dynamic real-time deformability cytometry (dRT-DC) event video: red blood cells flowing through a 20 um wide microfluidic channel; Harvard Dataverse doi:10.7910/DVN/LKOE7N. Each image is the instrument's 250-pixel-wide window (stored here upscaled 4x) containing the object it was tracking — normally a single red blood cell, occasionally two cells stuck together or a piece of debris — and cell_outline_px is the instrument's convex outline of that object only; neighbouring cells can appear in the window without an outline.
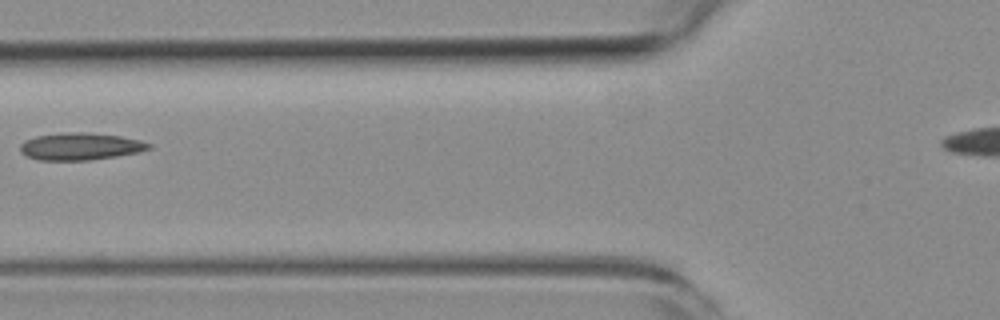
{"species": "common noctule bat (a hibernating species)", "species_latin": "Nyctalus noctula", "temperature_condition": "room temperature", "stored_images_in_passage": 4, "segment_of_instrument_passage": [1, 2], "camera_frame_rate_fps": 3000, "um_per_image_px": 0.085, "animal": {"sex": "female", "body_mass_g": 19.3, "forearm_length_mm": 54.1}, "frame": {"image": 1, "passage_image": 2, "time_ms": 1.333, "image_size_px": [1000, 320], "cell_outline_px": [[152, 148], [140, 152], [92, 160], [36, 160], [20, 152], [20, 144], [24, 140], [36, 136], [64, 132], [84, 132], [120, 136], [140, 140], [152, 144]], "centroid_in_image_um": [6.83, 12.44], "position_along_channel_um": 119.0, "area_um2": 20.52}}
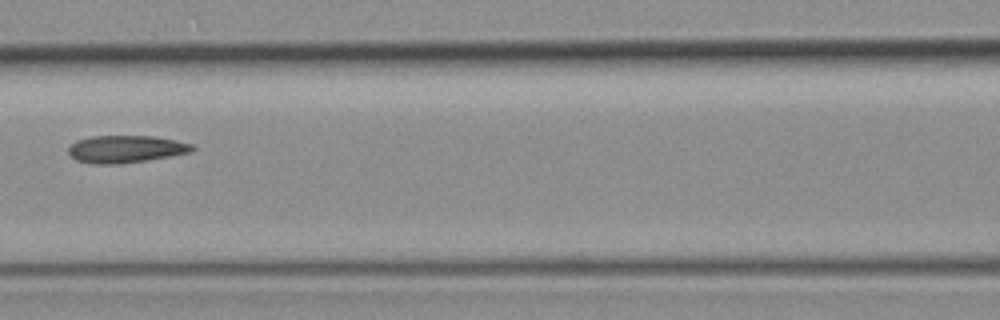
{"frame": {"image": 2, "passage_image": 3, "time_ms": 2.333, "image_size_px": [1000, 320], "cell_outline_px": [[196, 148], [192, 152], [120, 164], [92, 164], [76, 160], [68, 152], [68, 148], [76, 140], [92, 136], [152, 136], [192, 144]], "centroid_in_image_um": [10.66, 12.67], "position_along_channel_um": 155.9, "area_um2": 19.54}}